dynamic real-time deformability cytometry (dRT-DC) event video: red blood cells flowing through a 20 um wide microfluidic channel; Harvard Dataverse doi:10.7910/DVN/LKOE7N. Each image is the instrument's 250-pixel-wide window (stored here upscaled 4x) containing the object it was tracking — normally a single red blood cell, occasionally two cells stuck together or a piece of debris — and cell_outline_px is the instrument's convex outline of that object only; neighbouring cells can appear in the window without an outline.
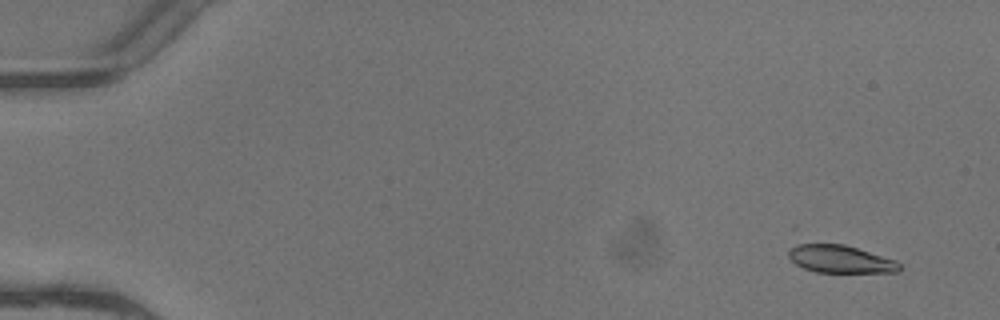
{"species": "common noctule bat (a hibernating species)", "species_latin": "Nyctalus noctula", "temperature_condition": "warm", "stored_images_in_passage": 4, "camera_frame_rate_fps": 3000, "um_per_image_px": 0.085, "animal": {"sex": "female"}, "frame": {"image": 1, "passage_image": 1, "time_ms": 0.0, "image_size_px": [1000, 320], "cell_outline_px": [[900, 272], [816, 272], [804, 268], [796, 264], [788, 256], [788, 252], [800, 240], [804, 240], [844, 244], [896, 260], [900, 264]], "centroid_in_image_um": [71.35, 21.97], "position_along_channel_um": 13.7, "area_um2": 18.44}}
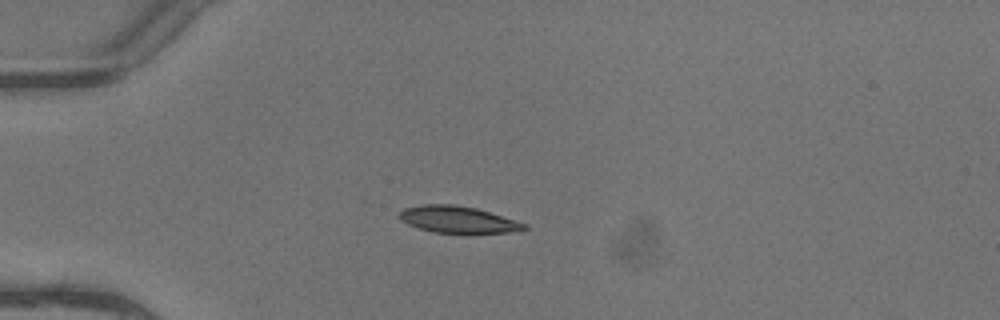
{"frame": {"image": 2, "passage_image": 4, "time_ms": 1.0, "image_size_px": [1000, 320], "cell_outline_px": [[528, 228], [512, 232], [432, 232], [408, 224], [400, 220], [400, 212], [404, 208], [424, 204], [452, 204], [476, 208], [528, 224]], "centroid_in_image_um": [38.91, 18.65], "position_along_channel_um": 46.1, "area_um2": 19.07}}